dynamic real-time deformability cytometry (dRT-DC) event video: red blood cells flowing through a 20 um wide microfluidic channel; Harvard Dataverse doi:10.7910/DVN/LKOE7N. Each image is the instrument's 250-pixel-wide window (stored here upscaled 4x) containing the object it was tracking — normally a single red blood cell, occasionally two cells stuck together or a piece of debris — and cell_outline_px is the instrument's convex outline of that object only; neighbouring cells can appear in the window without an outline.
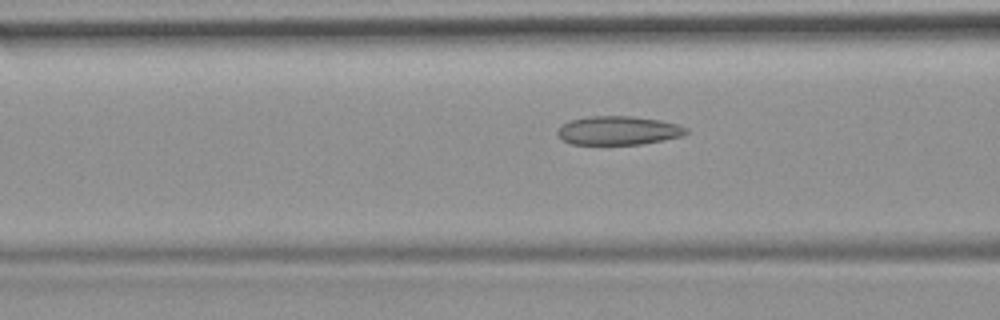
{"species": "common noctule bat (a hibernating species)", "species_latin": "Nyctalus noctula", "temperature_condition": "room temperature", "stored_images_in_passage": 40, "camera_frame_rate_fps": 3000, "um_per_image_px": 0.085, "animal": {"sex": "female", "body_mass_g": 19.9}, "frame": {"image": 1, "passage_image": 8, "time_ms": 2.333, "image_size_px": [1000, 320], "cell_outline_px": [[688, 132], [680, 136], [664, 140], [640, 144], [572, 144], [564, 140], [556, 132], [568, 120], [588, 116], [632, 116], [660, 120], [676, 124], [688, 128]], "centroid_in_image_um": [52.56, 11.08], "position_along_channel_um": 114.0, "area_um2": 21.39}}
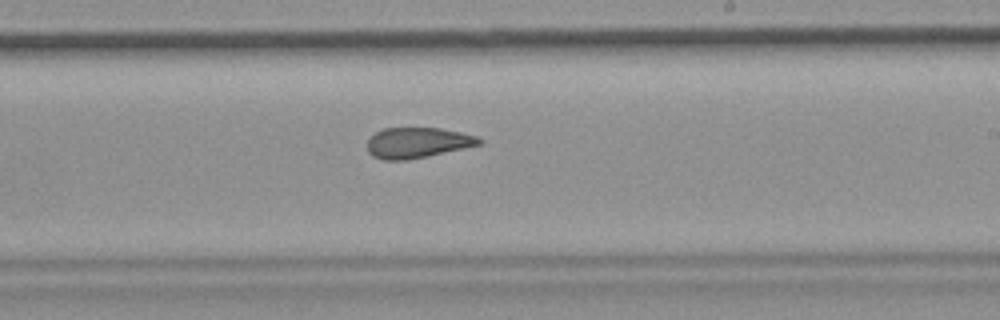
{"frame": {"image": 2, "passage_image": 19, "time_ms": 6.0, "image_size_px": [1000, 320], "cell_outline_px": [[484, 140], [480, 144], [428, 156], [404, 160], [384, 160], [372, 156], [368, 152], [368, 140], [376, 132], [384, 128], [440, 128], [460, 132], [476, 136]], "centroid_in_image_um": [35.47, 12.13], "position_along_channel_um": 253.5, "area_um2": 19.71}}
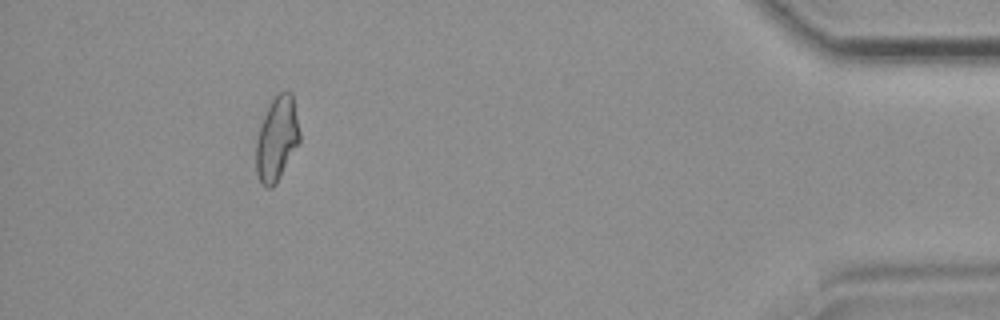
{"frame": {"image": 3, "passage_image": 36, "time_ms": 11.667, "image_size_px": [1000, 320], "cell_outline_px": [[300, 140], [276, 184], [272, 188], [268, 188], [260, 180], [256, 172], [256, 140], [264, 116], [272, 100], [280, 92], [292, 92], [300, 132]], "centroid_in_image_um": [23.54, 11.8], "position_along_channel_um": 411.7, "area_um2": 20.98}, "authors_computed_cell_mechanics": {"area_um2": 20.9814, "velocity_mm_per_s": 3.8142, "shape_relaxation_time_tau1_ms": null, "shape_relaxation_time_tau2_ms": 2.339, "deformation_change_tau1": null, "deformation_change_tau2": 0.0971}}